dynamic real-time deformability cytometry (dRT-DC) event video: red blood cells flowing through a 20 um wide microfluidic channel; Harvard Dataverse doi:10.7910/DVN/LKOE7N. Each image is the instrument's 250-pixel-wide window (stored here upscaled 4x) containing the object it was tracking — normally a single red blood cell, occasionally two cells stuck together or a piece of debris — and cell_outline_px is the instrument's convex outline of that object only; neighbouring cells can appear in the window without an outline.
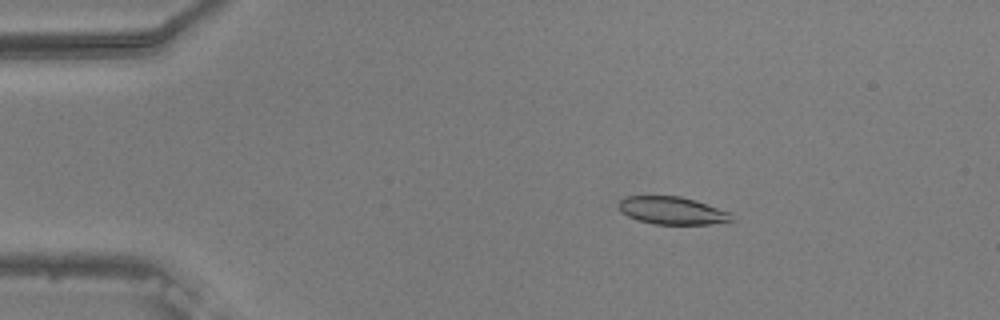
{"species": "common noctule bat (a hibernating species)", "species_latin": "Nyctalus noctula", "temperature_condition": "warm", "stored_images_in_passage": 55, "camera_frame_rate_fps": 3000, "um_per_image_px": 0.085, "animal": {"sex": "male", "body_mass_g": 20.5, "forearm_length_mm": 52.5}, "frame": {"image": 1, "passage_image": 10, "time_ms": 3.0, "image_size_px": [1000, 320], "cell_outline_px": [[732, 220], [708, 224], [656, 224], [640, 220], [628, 216], [620, 212], [616, 204], [624, 196], [680, 196], [696, 200], [728, 212]], "centroid_in_image_um": [57.04, 17.88], "position_along_channel_um": 28.0, "area_um2": 17.98}}
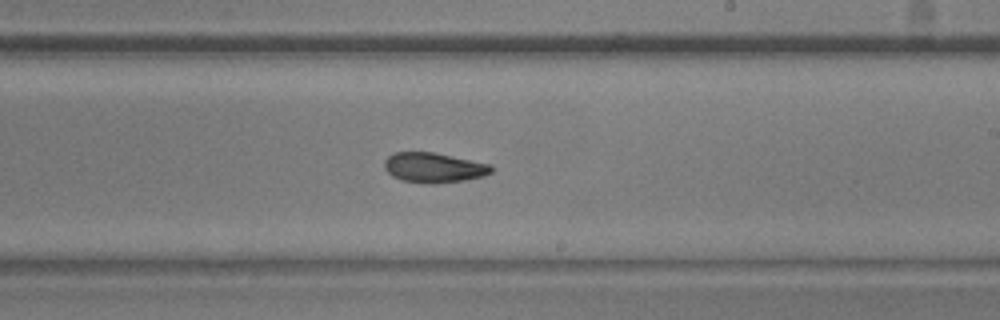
{"frame": {"image": 2, "passage_image": 33, "time_ms": 10.667, "image_size_px": [1000, 320], "cell_outline_px": [[496, 168], [492, 172], [484, 176], [464, 180], [436, 184], [424, 184], [400, 180], [392, 176], [384, 168], [384, 160], [388, 156], [396, 152], [432, 152], [492, 164]], "centroid_in_image_um": [36.89, 14.26], "position_along_channel_um": 252.1, "area_um2": 18.96}}
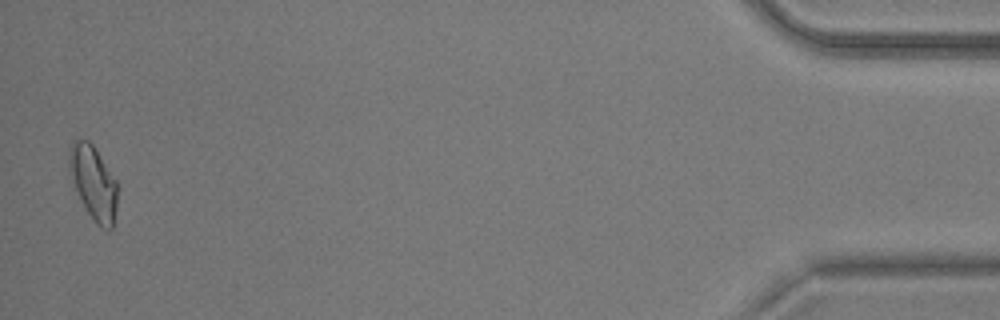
{"frame": {"image": 3, "passage_image": 54, "time_ms": 17.667, "image_size_px": [1000, 320], "cell_outline_px": [[116, 208], [112, 228], [108, 232], [100, 228], [96, 224], [80, 200], [68, 164], [68, 156], [72, 140], [88, 140], [92, 144], [116, 180]], "centroid_in_image_um": [7.94, 15.56], "position_along_channel_um": 427.3, "area_um2": 20.4}, "authors_computed_cell_mechanics": {"area_um2": 18.9584, "velocity_mm_per_s": 3.7481, "shape_relaxation_time_tau1_ms": 9.1782, "shape_relaxation_time_tau2_ms": 2.9101, "deformation_change_tau1": 0.2218, "deformation_change_tau2": 0.0997}}